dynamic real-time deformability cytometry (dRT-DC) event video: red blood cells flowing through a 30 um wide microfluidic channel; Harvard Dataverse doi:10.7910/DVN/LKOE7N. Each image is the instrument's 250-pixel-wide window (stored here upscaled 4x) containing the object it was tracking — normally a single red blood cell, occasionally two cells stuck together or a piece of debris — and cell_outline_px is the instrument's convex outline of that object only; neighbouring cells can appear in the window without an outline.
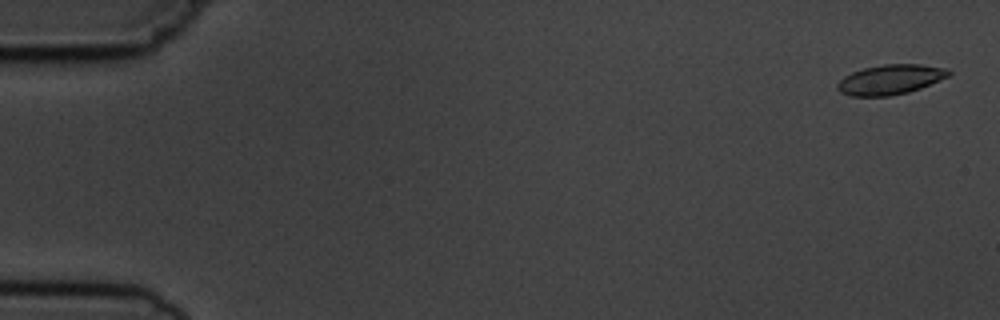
{"species": "common noctule bat (a hibernating species)", "species_latin": "Nyctalus noctula", "temperature_condition": "cold", "stored_images_in_passage": 5, "camera_frame_rate_fps": 3000, "um_per_image_px": 0.085, "animal": {"sex": "male", "body_mass_g": 19.5, "forearm_length_mm": 54.6}, "frame": {"image": 1, "passage_image": 1, "time_ms": 0.0, "image_size_px": [1000, 320], "cell_outline_px": [[952, 72], [948, 76], [920, 88], [908, 92], [888, 96], [852, 96], [840, 92], [836, 88], [836, 84], [844, 76], [852, 72], [864, 68], [884, 64], [920, 64], [948, 68]], "centroid_in_image_um": [75.66, 6.75], "position_along_channel_um": 9.3, "area_um2": 19.31}}
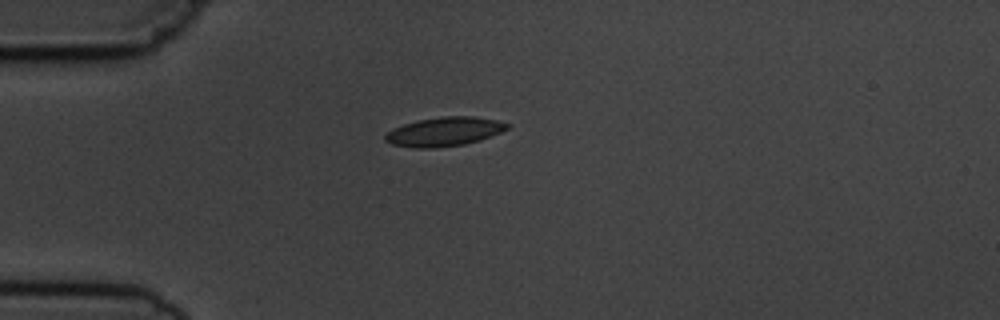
{"frame": {"image": 2, "passage_image": 4, "time_ms": 4.333, "image_size_px": [1000, 320], "cell_outline_px": [[512, 124], [508, 128], [500, 132], [480, 140], [464, 144], [432, 148], [416, 148], [392, 144], [384, 140], [384, 136], [392, 128], [416, 120], [440, 116], [476, 116], [496, 120]], "centroid_in_image_um": [37.76, 11.18], "position_along_channel_um": 47.2, "area_um2": 20.69}}
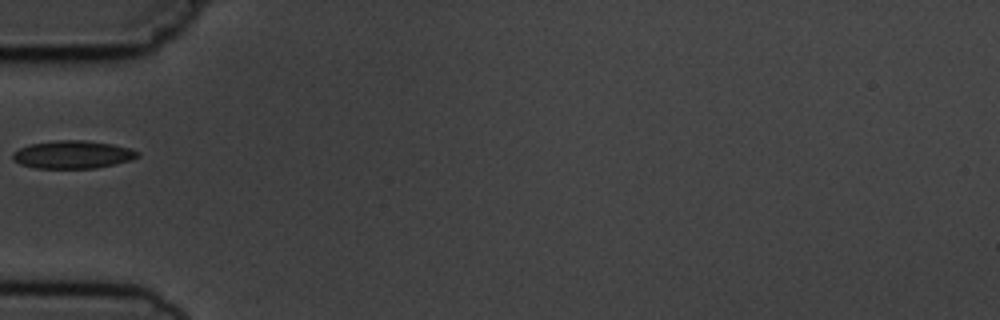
{"frame": {"image": 3, "passage_image": 5, "time_ms": 5.667, "image_size_px": [1000, 320], "cell_outline_px": [[140, 156], [132, 160], [96, 168], [36, 168], [20, 164], [12, 160], [12, 152], [20, 148], [32, 144], [56, 140], [84, 140], [112, 144], [128, 148], [140, 152]], "centroid_in_image_um": [6.18, 13.14], "position_along_channel_um": 78.8, "area_um2": 20.29}}